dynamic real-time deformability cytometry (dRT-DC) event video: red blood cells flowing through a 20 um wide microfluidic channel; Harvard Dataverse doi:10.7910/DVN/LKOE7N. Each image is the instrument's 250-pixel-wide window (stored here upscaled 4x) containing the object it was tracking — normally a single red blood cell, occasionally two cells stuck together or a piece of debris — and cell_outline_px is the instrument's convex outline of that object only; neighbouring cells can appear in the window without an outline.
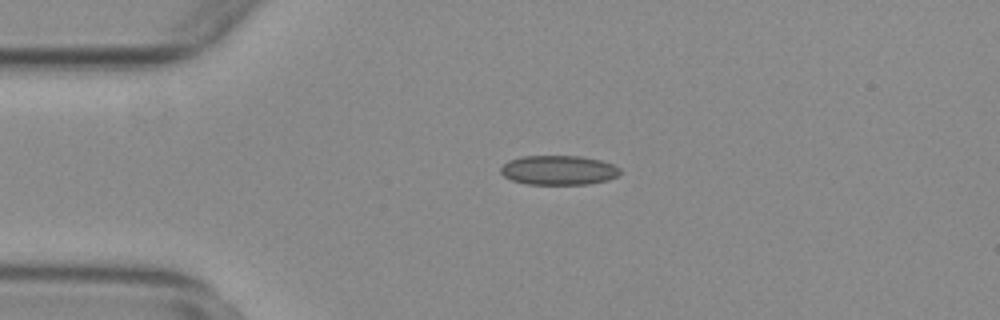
{"species": "common noctule bat (a hibernating species)", "species_latin": "Nyctalus noctula", "temperature_condition": "warm", "stored_images_in_passage": 43, "camera_frame_rate_fps": 3000, "um_per_image_px": 0.085, "animal": {"sex": "female", "body_mass_g": 29.2, "forearm_length_mm": 56.3}, "frame": {"image": 1, "passage_image": 1, "time_ms": 0.0, "image_size_px": [1000, 320], "cell_outline_px": [[620, 176], [608, 180], [588, 184], [524, 184], [512, 180], [504, 176], [500, 172], [500, 168], [508, 160], [520, 156], [580, 156], [600, 160], [612, 164], [620, 168]], "centroid_in_image_um": [47.48, 14.46], "position_along_channel_um": 37.5, "area_um2": 20.63}}
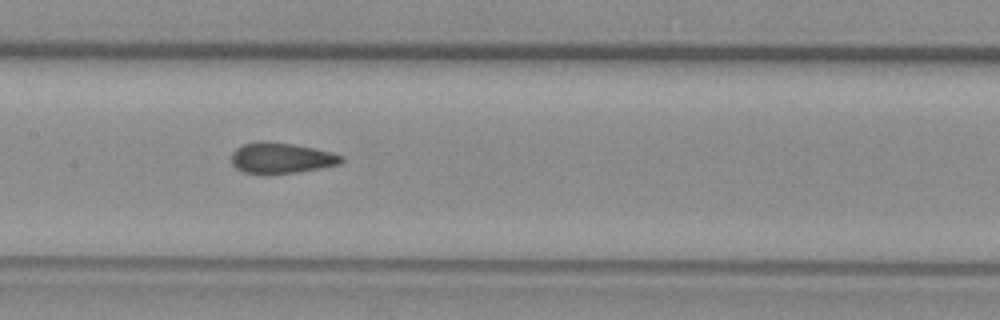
{"frame": {"image": 2, "passage_image": 15, "time_ms": 4.667, "image_size_px": [1000, 320], "cell_outline_px": [[344, 160], [340, 164], [296, 172], [264, 176], [244, 172], [236, 168], [232, 164], [232, 152], [236, 148], [244, 144], [264, 140], [292, 144], [312, 148], [344, 156]], "centroid_in_image_um": [23.85, 13.45], "position_along_channel_um": 183.5, "area_um2": 19.83}}
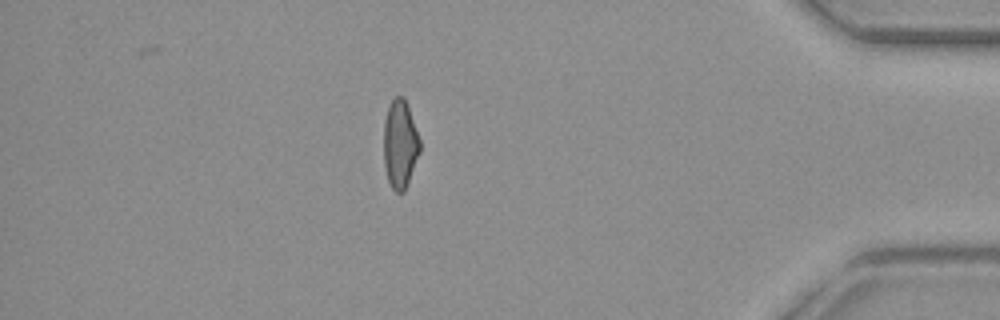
{"frame": {"image": 3, "passage_image": 36, "time_ms": 11.667, "image_size_px": [1000, 320], "cell_outline_px": [[420, 152], [404, 192], [396, 192], [392, 188], [388, 180], [384, 164], [384, 120], [388, 104], [396, 96], [404, 96], [408, 104], [420, 140]], "centroid_in_image_um": [34.0, 12.21], "position_along_channel_um": 401.2, "area_um2": 18.73}}